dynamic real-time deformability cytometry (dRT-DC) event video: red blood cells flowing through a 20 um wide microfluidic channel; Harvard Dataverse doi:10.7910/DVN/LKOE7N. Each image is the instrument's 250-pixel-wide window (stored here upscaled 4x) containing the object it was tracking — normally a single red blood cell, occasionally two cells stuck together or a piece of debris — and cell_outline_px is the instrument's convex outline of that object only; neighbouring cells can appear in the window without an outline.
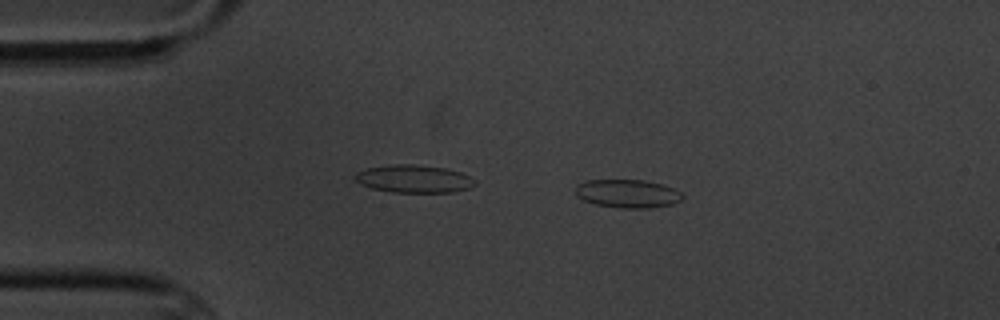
{"species": "common noctule bat (a hibernating species)", "species_latin": "Nyctalus noctula", "temperature_condition": "cold", "stored_images_in_passage": 7, "camera_frame_rate_fps": 3000, "um_per_image_px": 0.085, "animal": {"sex": "male", "body_mass_g": 20.1, "forearm_length_mm": 53.5}, "frame": {"image": 1, "passage_image": 4, "time_ms": 3.333, "image_size_px": [1000, 320], "cell_outline_px": [[684, 196], [680, 200], [672, 204], [652, 208], [620, 208], [596, 204], [584, 200], [576, 196], [576, 184], [584, 180], [644, 180], [660, 184], [672, 188], [680, 192]], "centroid_in_image_um": [53.31, 16.46], "position_along_channel_um": 31.7, "area_um2": 17.63}}
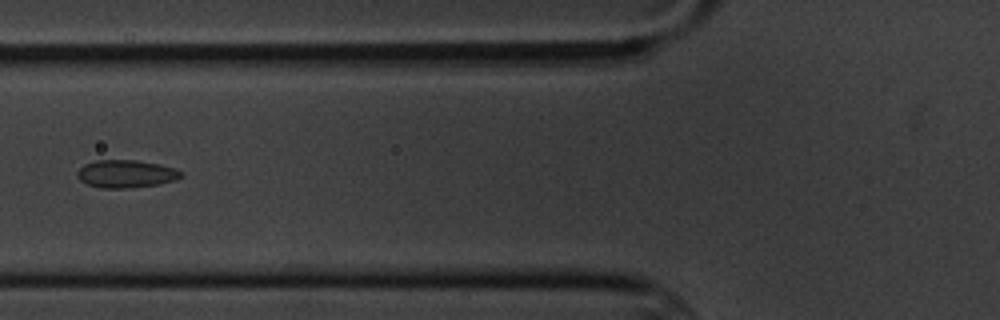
{"frame": {"image": 2, "passage_image": 7, "time_ms": 7.0, "image_size_px": [1000, 320], "cell_outline_px": [[184, 176], [176, 180], [156, 184], [128, 188], [100, 188], [88, 184], [80, 180], [76, 176], [76, 172], [84, 164], [96, 160], [136, 160], [160, 164], [176, 168], [184, 172]], "centroid_in_image_um": [10.73, 14.77], "position_along_channel_um": 115.1, "area_um2": 16.94}}